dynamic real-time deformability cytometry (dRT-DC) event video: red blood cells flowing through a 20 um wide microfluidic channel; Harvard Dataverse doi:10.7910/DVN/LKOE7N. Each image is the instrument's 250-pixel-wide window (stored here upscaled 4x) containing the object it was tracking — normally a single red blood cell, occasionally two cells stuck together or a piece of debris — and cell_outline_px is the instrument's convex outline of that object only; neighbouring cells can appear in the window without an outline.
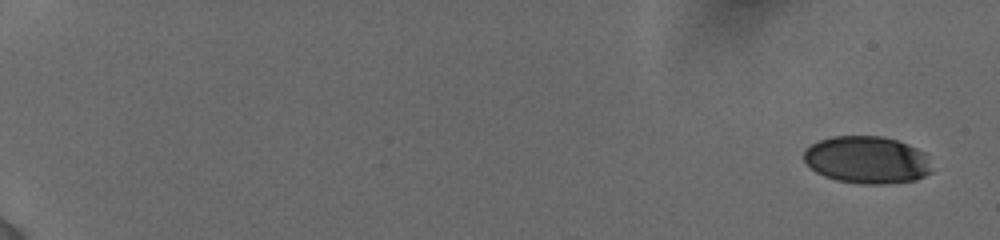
{"species": "human", "species_latin": "Homo sapiens", "temperature_condition": "cold", "stored_images_in_passage": 22, "camera_frame_rate_fps": 3000, "um_per_image_px": 0.085, "donor": {"sex": "female"}, "frame": {"image": 1, "passage_image": 1, "time_ms": 0.0, "image_size_px": [1000, 240], "cell_outline_px": [[932, 172], [916, 180], [884, 184], [860, 184], [836, 180], [824, 176], [816, 172], [804, 160], [804, 148], [820, 140], [832, 136], [880, 136], [896, 140], [908, 144], [924, 152]], "centroid_in_image_um": [73.67, 13.59], "position_along_channel_um": 11.3, "area_um2": 35.26}}
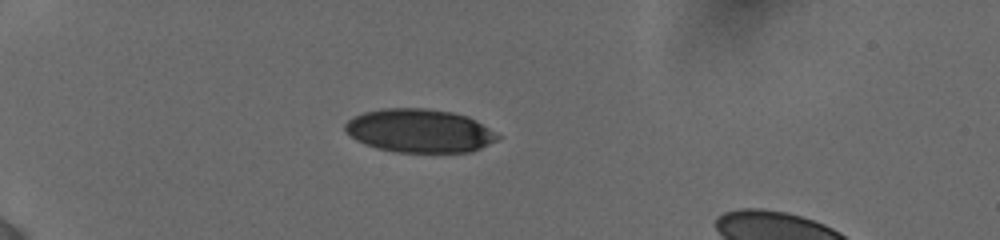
{"frame": {"image": 2, "passage_image": 16, "time_ms": 5.333, "image_size_px": [1000, 240], "cell_outline_px": [[504, 136], [472, 152], [396, 152], [376, 148], [364, 144], [356, 140], [344, 128], [344, 124], [348, 120], [364, 112], [384, 108], [424, 108], [452, 112], [468, 116], [476, 120]], "centroid_in_image_um": [35.69, 11.12], "position_along_channel_um": 49.3, "area_um2": 38.73}}
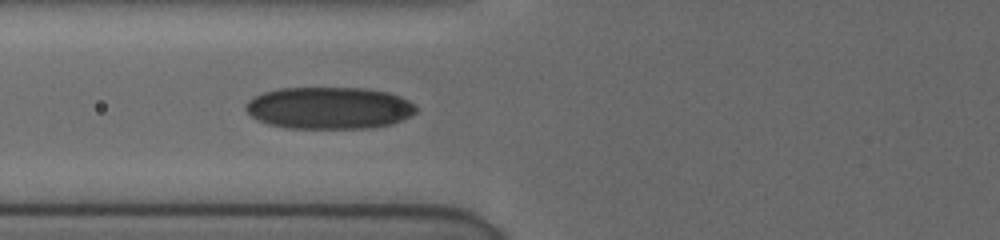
{"frame": {"image": 3, "passage_image": 22, "time_ms": 7.667, "image_size_px": [1000, 240], "cell_outline_px": [[416, 112], [392, 124], [368, 128], [288, 128], [268, 124], [252, 116], [244, 108], [244, 104], [248, 100], [264, 92], [280, 88], [368, 88], [388, 92], [400, 96], [408, 100], [416, 108]], "centroid_in_image_um": [27.96, 9.17], "position_along_channel_um": 97.8, "area_um2": 41.62}}